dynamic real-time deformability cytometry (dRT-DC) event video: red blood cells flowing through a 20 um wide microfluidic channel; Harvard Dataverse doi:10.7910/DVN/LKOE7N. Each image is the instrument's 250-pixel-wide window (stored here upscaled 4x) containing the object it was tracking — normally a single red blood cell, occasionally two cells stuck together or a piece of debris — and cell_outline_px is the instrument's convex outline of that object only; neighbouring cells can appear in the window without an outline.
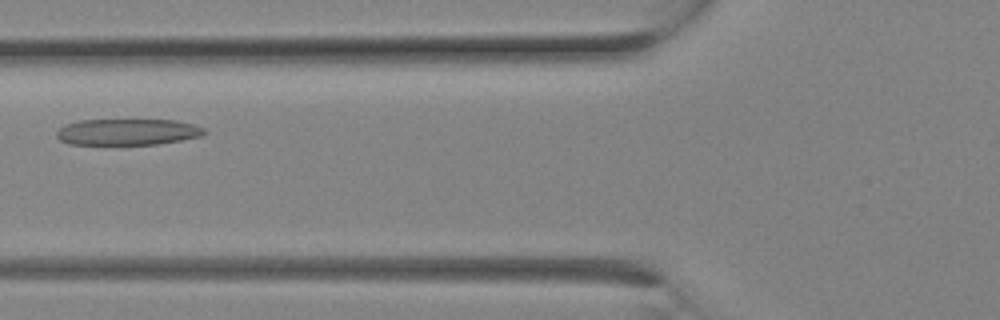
{"species": "Egyptian fruit bat (a non-hibernating species)", "species_latin": "Rousettus aegyptiacus", "temperature_condition": "room temperature", "stored_images_in_passage": 8, "camera_frame_rate_fps": 3000, "um_per_image_px": 0.085, "animal": {"sex": "female"}, "frame": {"image": 1, "passage_image": 7, "time_ms": 2.0, "image_size_px": [1000, 320], "cell_outline_px": [[208, 132], [200, 136], [180, 140], [156, 144], [68, 144], [60, 140], [56, 136], [56, 132], [64, 124], [80, 120], [176, 120], [192, 124], [204, 128]], "centroid_in_image_um": [10.82, 11.21], "position_along_channel_um": 115.0, "area_um2": 22.54}}